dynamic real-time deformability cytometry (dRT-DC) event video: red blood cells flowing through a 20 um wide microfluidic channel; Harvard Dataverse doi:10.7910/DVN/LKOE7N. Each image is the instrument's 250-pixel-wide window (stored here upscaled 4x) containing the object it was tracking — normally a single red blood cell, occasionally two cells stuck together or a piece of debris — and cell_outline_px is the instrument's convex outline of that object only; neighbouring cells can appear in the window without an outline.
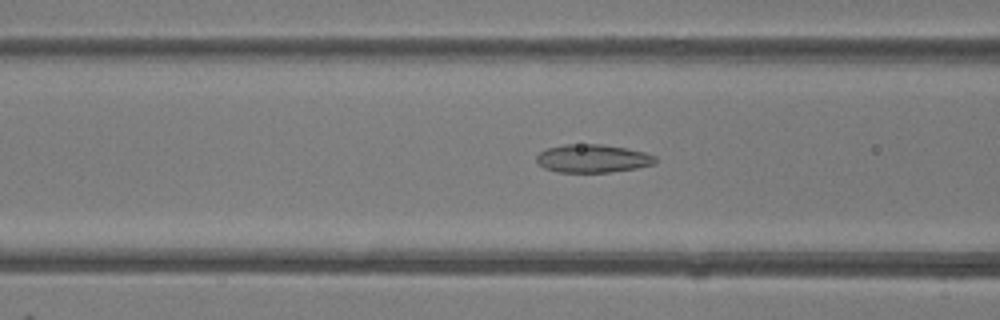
{"species": "common noctule bat (a hibernating species)", "species_latin": "Nyctalus noctula", "temperature_condition": "room temperature", "stored_images_in_passage": 27, "camera_frame_rate_fps": 3000, "um_per_image_px": 0.085, "animal": {"sex": "female"}, "frame": {"image": 1, "passage_image": 20, "time_ms": 6.333, "image_size_px": [1000, 320], "cell_outline_px": [[656, 164], [636, 168], [608, 172], [556, 172], [544, 168], [536, 160], [536, 156], [540, 152], [548, 148], [564, 144], [604, 144], [644, 152], [656, 156]], "centroid_in_image_um": [50.38, 13.47], "position_along_channel_um": 116.2, "area_um2": 19.48}}
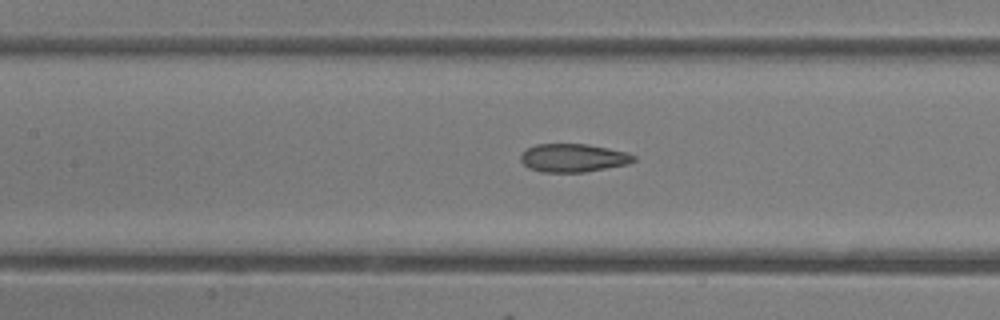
{"frame": {"image": 2, "passage_image": 23, "time_ms": 7.333, "image_size_px": [1000, 320], "cell_outline_px": [[636, 160], [628, 164], [584, 172], [540, 172], [528, 168], [520, 160], [520, 156], [528, 148], [536, 144], [588, 144], [628, 152], [636, 156]], "centroid_in_image_um": [48.74, 13.42], "position_along_channel_um": 158.7, "area_um2": 18.67}}
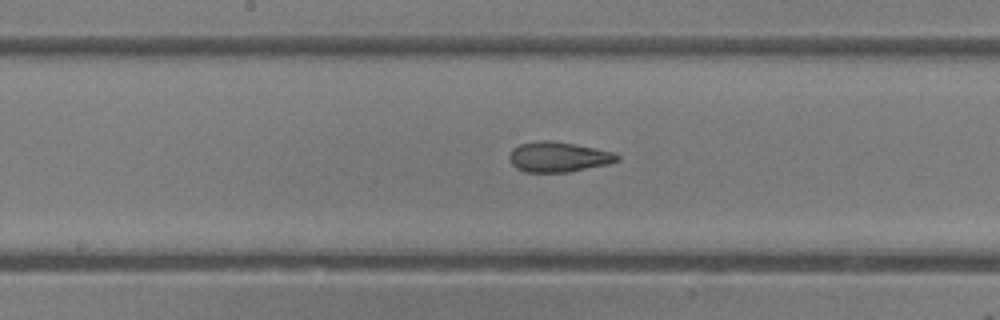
{"frame": {"image": 3, "passage_image": 26, "time_ms": 8.333, "image_size_px": [1000, 320], "cell_outline_px": [[620, 160], [608, 164], [568, 172], [524, 172], [516, 168], [512, 164], [508, 156], [512, 148], [520, 144], [540, 140], [552, 140], [612, 152], [620, 156]], "centroid_in_image_um": [47.42, 13.34], "position_along_channel_um": 200.8, "area_um2": 18.84}}